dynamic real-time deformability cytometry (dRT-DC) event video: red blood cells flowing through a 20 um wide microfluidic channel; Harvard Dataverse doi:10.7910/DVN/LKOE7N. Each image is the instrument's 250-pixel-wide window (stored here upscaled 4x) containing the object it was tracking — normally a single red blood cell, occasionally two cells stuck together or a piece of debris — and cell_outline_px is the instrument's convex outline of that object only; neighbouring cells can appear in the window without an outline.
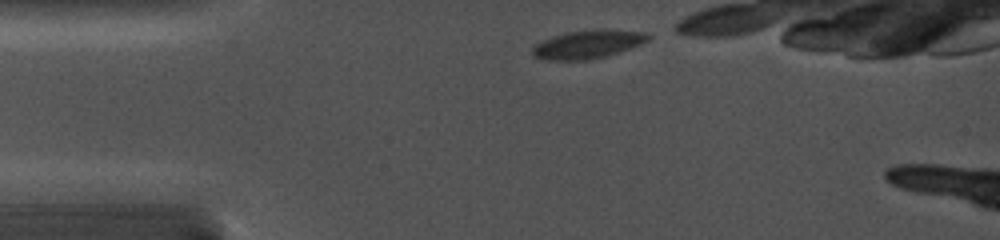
{"species": "common noctule bat (a hibernating species)", "species_latin": "Nyctalus noctula", "temperature_condition": "cold", "stored_images_in_passage": 9, "camera_frame_rate_fps": 5000, "um_per_image_px": 0.085, "animal": {"sex": "female", "body_mass_g": 19.0, "forearm_length_mm": 56.7}, "frame": {"image": 1, "passage_image": 1, "time_ms": 0.0, "image_size_px": [1000, 240], "cell_outline_px": [[652, 36], [648, 40], [640, 44], [620, 52], [608, 56], [588, 60], [544, 60], [532, 56], [532, 48], [536, 44], [552, 36], [568, 32], [596, 28], [604, 28], [648, 32]], "centroid_in_image_um": [50.0, 3.75], "position_along_channel_um": 35.0, "area_um2": 19.54}}
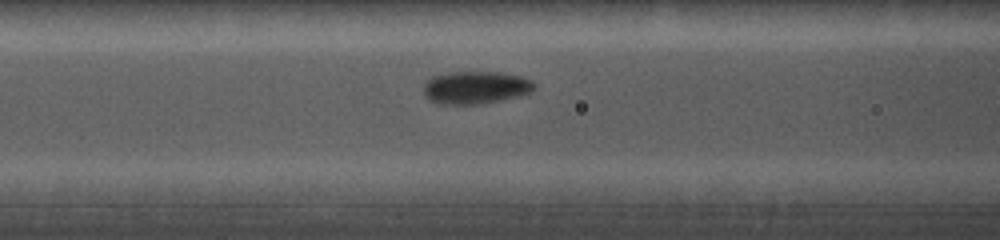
{"frame": {"image": 2, "passage_image": 6, "time_ms": 3.2, "image_size_px": [1000, 240], "cell_outline_px": [[536, 88], [532, 92], [520, 96], [480, 104], [440, 104], [428, 100], [424, 96], [424, 84], [432, 76], [448, 72], [500, 72], [520, 76], [532, 80], [536, 84]], "centroid_in_image_um": [40.44, 7.44], "position_along_channel_um": 126.2, "area_um2": 21.33}}
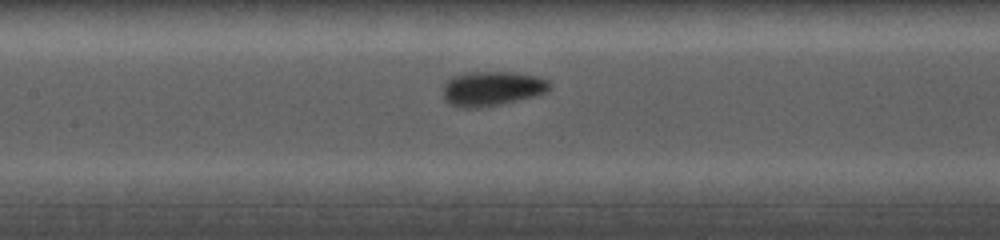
{"frame": {"image": 3, "passage_image": 8, "time_ms": 4.2, "image_size_px": [1000, 240], "cell_outline_px": [[552, 84], [548, 92], [536, 96], [500, 104], [476, 108], [460, 108], [448, 104], [444, 100], [444, 84], [452, 76], [468, 72], [512, 72], [536, 76], [548, 80]], "centroid_in_image_um": [41.83, 7.53], "position_along_channel_um": 165.6, "area_um2": 21.68}}